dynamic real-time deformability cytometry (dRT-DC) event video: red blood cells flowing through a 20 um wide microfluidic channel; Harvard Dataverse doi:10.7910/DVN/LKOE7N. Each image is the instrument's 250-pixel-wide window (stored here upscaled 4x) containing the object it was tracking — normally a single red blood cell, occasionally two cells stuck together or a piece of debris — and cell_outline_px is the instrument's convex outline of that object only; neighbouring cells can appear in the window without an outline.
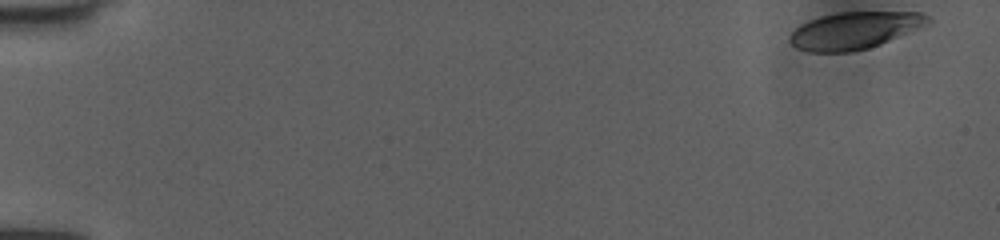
{"species": "human", "species_latin": "Homo sapiens", "temperature_condition": "room temperature", "stored_images_in_passage": 51, "camera_frame_rate_fps": 3000, "um_per_image_px": 0.085, "donor": {"sex": "female"}, "frame": {"image": 1, "passage_image": 1, "time_ms": 0.0, "image_size_px": [1000, 240], "cell_outline_px": [[932, 20], [880, 44], [868, 48], [848, 52], [812, 52], [796, 48], [788, 40], [792, 32], [800, 24], [808, 20], [820, 16], [840, 12], [920, 12], [928, 16]], "centroid_in_image_um": [72.54, 2.58], "position_along_channel_um": 12.5, "area_um2": 29.3}}
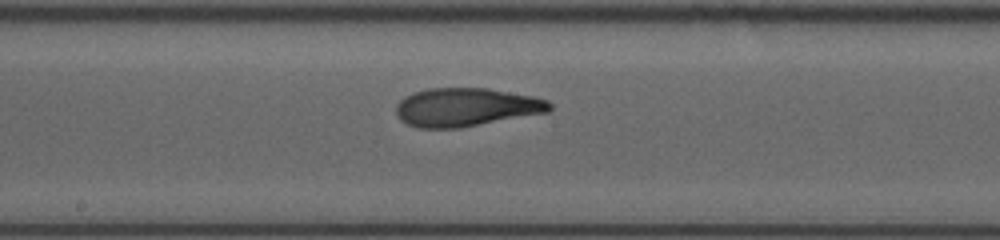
{"frame": {"image": 2, "passage_image": 28, "time_ms": 9.0, "image_size_px": [1000, 240], "cell_outline_px": [[552, 108], [548, 112], [460, 128], [416, 128], [400, 120], [396, 116], [396, 104], [404, 96], [412, 92], [428, 88], [488, 88], [532, 96], [548, 100], [552, 104]], "centroid_in_image_um": [39.58, 9.11], "position_along_channel_um": 208.6, "area_um2": 34.62}}
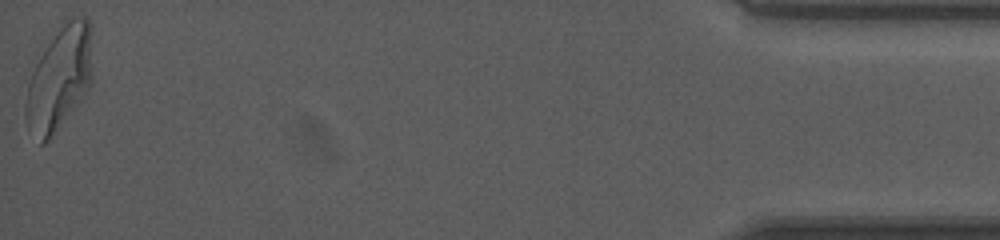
{"frame": {"image": 3, "passage_image": 51, "time_ms": 16.667, "image_size_px": [1000, 240], "cell_outline_px": [[92, 84], [48, 140], [44, 144], [40, 144], [24, 116], [24, 108], [28, 84], [32, 72], [36, 64], [48, 44], [60, 28], [64, 24], [80, 16], [88, 16], [92, 28]], "centroid_in_image_um": [5.08, 6.64], "position_along_channel_um": 430.1, "area_um2": 39.48}, "authors_computed_cell_mechanics": {"area_um2": 34.102, "velocity_mm_per_s": 4.0014, "shape_relaxation_time_tau1_ms": 5.9827, "shape_relaxation_time_tau2_ms": 1.1326, "deformation_change_tau1": 0.2392, "deformation_change_tau2": 0.083}}